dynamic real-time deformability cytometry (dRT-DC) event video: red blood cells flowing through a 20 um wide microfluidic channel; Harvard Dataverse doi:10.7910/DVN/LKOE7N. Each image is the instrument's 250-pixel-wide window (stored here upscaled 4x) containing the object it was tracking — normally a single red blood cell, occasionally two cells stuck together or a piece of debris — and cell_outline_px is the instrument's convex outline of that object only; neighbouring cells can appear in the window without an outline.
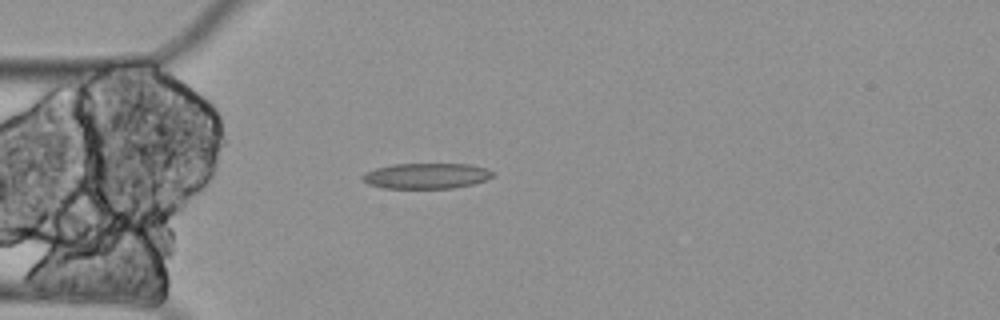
{"species": "Egyptian fruit bat (a non-hibernating species)", "species_latin": "Rousettus aegyptiacus", "temperature_condition": "cold", "stored_images_in_passage": 5, "camera_frame_rate_fps": 3000, "um_per_image_px": 0.085, "animal": {"sex": "female"}, "frame": {"image": 1, "passage_image": 4, "time_ms": 1.0, "image_size_px": [1000, 320], "cell_outline_px": [[496, 176], [472, 184], [452, 188], [384, 188], [368, 184], [360, 176], [364, 172], [376, 168], [392, 164], [468, 164], [484, 168], [496, 172]], "centroid_in_image_um": [36.24, 14.94], "position_along_channel_um": 48.8, "area_um2": 19.42}}